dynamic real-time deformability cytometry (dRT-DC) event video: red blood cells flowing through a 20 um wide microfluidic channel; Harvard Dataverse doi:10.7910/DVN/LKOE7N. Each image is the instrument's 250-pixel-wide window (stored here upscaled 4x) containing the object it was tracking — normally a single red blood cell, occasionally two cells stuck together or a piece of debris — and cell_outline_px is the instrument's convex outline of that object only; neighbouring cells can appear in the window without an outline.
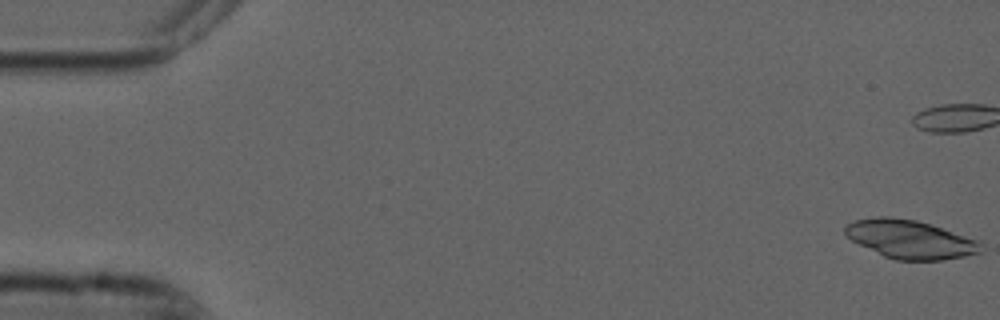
{"species": "common noctule bat (a hibernating species)", "species_latin": "Nyctalus noctula", "temperature_condition": "cold", "stored_images_in_passage": 16, "camera_frame_rate_fps": 3000, "um_per_image_px": 0.085, "animal": {"sex": "male", "forearm_length_mm": 52.5}, "frame": {"image": 1, "passage_image": 1, "time_ms": 0.0, "image_size_px": [1000, 320], "cell_outline_px": [[984, 252], [944, 260], [896, 260], [884, 256], [852, 240], [844, 232], [844, 228], [848, 224], [856, 220], [880, 216], [888, 216], [916, 220], [932, 224], [976, 240], [980, 244]], "centroid_in_image_um": [77.38, 20.34], "position_along_channel_um": 7.6, "area_um2": 30.17}}